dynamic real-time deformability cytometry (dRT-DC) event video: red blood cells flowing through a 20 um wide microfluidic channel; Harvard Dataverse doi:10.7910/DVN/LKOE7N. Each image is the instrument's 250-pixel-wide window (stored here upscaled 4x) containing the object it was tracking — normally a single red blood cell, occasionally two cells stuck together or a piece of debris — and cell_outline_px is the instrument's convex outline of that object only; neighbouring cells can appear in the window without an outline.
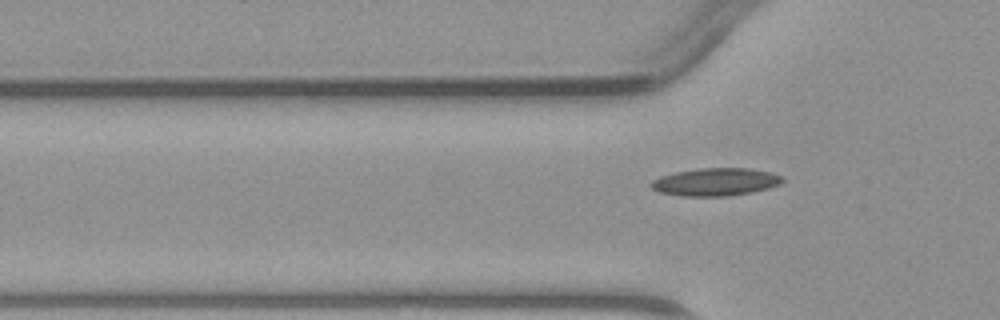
{"species": "common noctule bat (a hibernating species)", "species_latin": "Nyctalus noctula", "temperature_condition": "warm", "stored_images_in_passage": 5, "camera_frame_rate_fps": 3000, "um_per_image_px": 0.085, "animal": {"sex": "male", "body_mass_g": 23.1, "forearm_length_mm": 52.7}, "frame": {"image": 1, "passage_image": 5, "time_ms": 4.667, "image_size_px": [1000, 320], "cell_outline_px": [[784, 180], [780, 184], [768, 188], [752, 192], [728, 196], [680, 196], [660, 192], [652, 188], [648, 184], [652, 180], [660, 176], [676, 172], [700, 168], [748, 168], [772, 172], [780, 176]], "centroid_in_image_um": [60.8, 15.46], "position_along_channel_um": 65.0, "area_um2": 21.27}}